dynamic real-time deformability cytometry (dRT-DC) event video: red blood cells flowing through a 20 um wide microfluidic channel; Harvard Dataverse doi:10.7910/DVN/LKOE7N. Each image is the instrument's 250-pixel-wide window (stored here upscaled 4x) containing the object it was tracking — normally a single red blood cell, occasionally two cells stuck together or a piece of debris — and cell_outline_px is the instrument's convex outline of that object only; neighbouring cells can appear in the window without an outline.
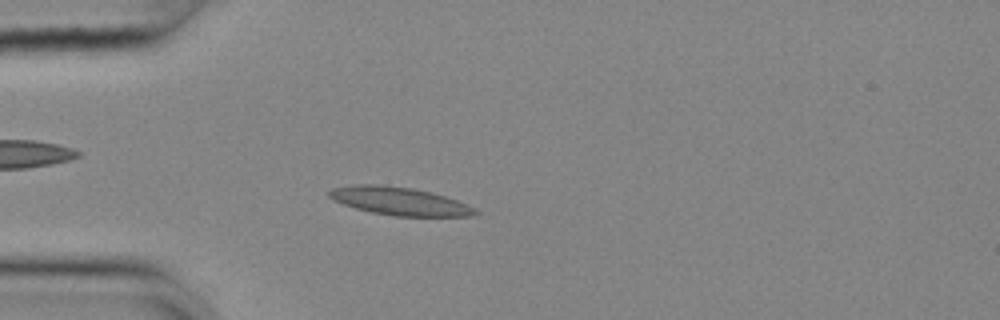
{"species": "common noctule bat (a hibernating species)", "species_latin": "Nyctalus noctula", "temperature_condition": "cold", "stored_images_in_passage": 55, "camera_frame_rate_fps": 3000, "um_per_image_px": 0.085, "animal": {"sex": "female", "body_mass_g": 25.1}, "frame": {"image": 1, "passage_image": 15, "time_ms": 4.667, "image_size_px": [1000, 320], "cell_outline_px": [[480, 212], [472, 216], [396, 216], [372, 212], [356, 208], [344, 204], [328, 196], [328, 192], [332, 188], [356, 184], [380, 184], [412, 188], [432, 192], [456, 200], [476, 208]], "centroid_in_image_um": [33.98, 17.09], "position_along_channel_um": 51.0, "area_um2": 23.7}}
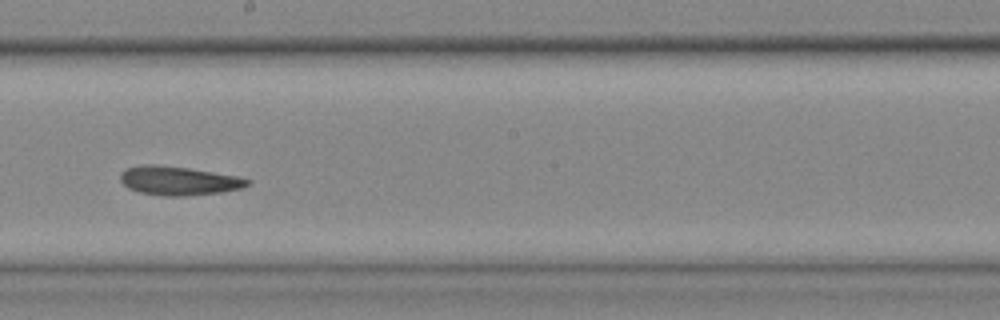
{"frame": {"image": 2, "passage_image": 31, "time_ms": 10.0, "image_size_px": [1000, 320], "cell_outline_px": [[252, 180], [248, 184], [240, 188], [220, 192], [184, 196], [164, 196], [140, 192], [128, 188], [120, 180], [120, 172], [124, 168], [140, 164], [156, 164], [188, 168], [236, 176]], "centroid_in_image_um": [15.11, 15.35], "position_along_channel_um": 233.1, "area_um2": 21.33}}
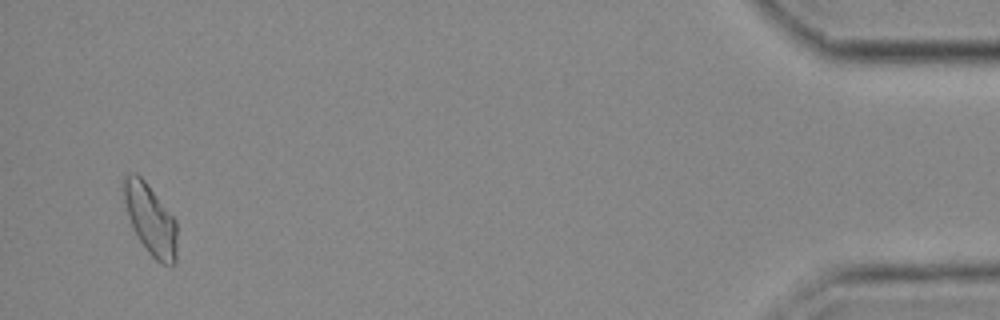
{"frame": {"image": 3, "passage_image": 53, "time_ms": 17.333, "image_size_px": [1000, 320], "cell_outline_px": [[176, 264], [172, 268], [156, 260], [148, 252], [140, 240], [128, 216], [124, 200], [124, 176], [136, 172], [144, 180], [176, 220]], "centroid_in_image_um": [12.81, 18.69], "position_along_channel_um": 422.4, "area_um2": 21.5}, "authors_computed_cell_mechanics": {"area_um2": 21.675, "velocity_mm_per_s": 3.6398, "shape_relaxation_time_tau1_ms": 8.3953, "shape_relaxation_time_tau2_ms": 4.3954, "deformation_change_tau1": 0.1243, "deformation_change_tau2": 0.1163}}